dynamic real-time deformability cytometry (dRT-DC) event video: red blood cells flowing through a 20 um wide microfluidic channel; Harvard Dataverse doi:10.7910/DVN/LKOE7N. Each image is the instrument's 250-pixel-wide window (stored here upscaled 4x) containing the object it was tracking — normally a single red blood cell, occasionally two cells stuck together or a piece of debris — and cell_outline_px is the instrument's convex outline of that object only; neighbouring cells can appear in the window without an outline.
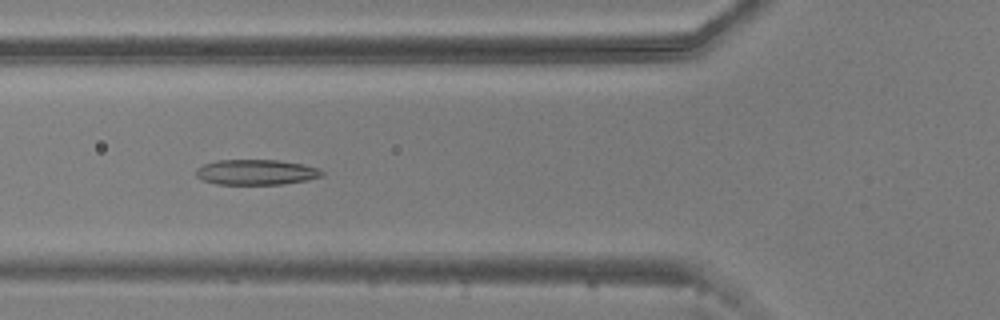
{"species": "common noctule bat (a hibernating species)", "species_latin": "Nyctalus noctula", "temperature_condition": "warm", "stored_images_in_passage": 54, "camera_frame_rate_fps": 3000, "um_per_image_px": 0.085, "animal": {"sex": "male", "body_mass_g": 20.5, "forearm_length_mm": 52.5}, "frame": {"image": 1, "passage_image": 19, "time_ms": 6.0, "image_size_px": [1000, 320], "cell_outline_px": [[324, 176], [308, 180], [280, 184], [216, 184], [200, 180], [196, 176], [196, 168], [204, 164], [216, 160], [276, 160], [304, 164], [320, 168], [324, 172]], "centroid_in_image_um": [21.78, 14.63], "position_along_channel_um": 104.0, "area_um2": 18.79}}
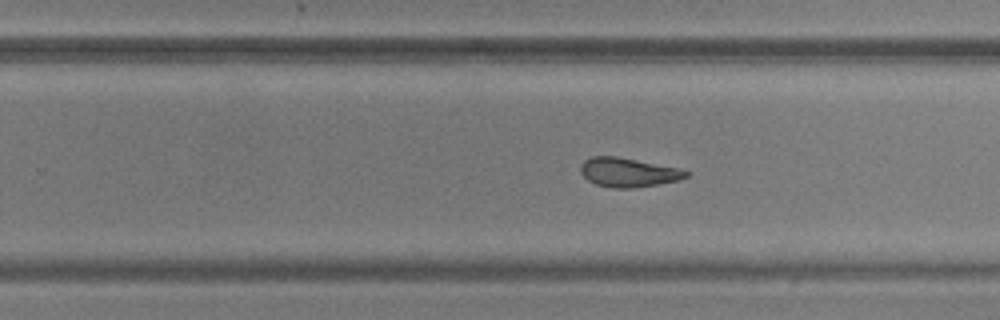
{"frame": {"image": 2, "passage_image": 33, "time_ms": 10.667, "image_size_px": [1000, 320], "cell_outline_px": [[692, 172], [688, 176], [680, 180], [660, 184], [632, 188], [612, 188], [596, 184], [588, 180], [580, 172], [580, 164], [584, 160], [592, 156], [616, 156], [680, 168]], "centroid_in_image_um": [53.42, 14.65], "position_along_channel_um": 276.4, "area_um2": 18.09}}
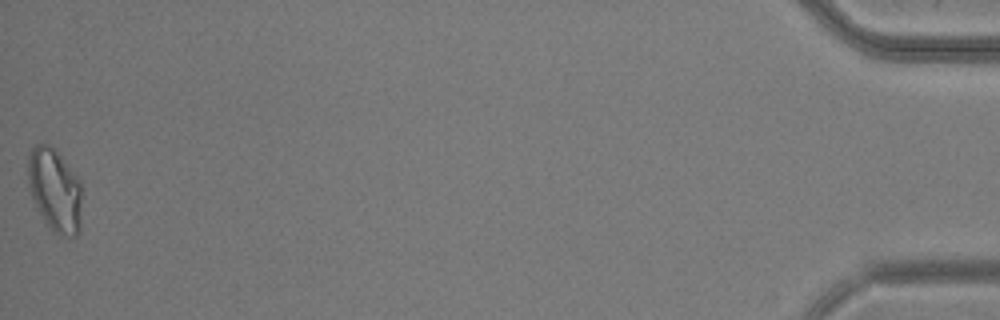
{"frame": {"image": 3, "passage_image": 54, "time_ms": 17.667, "image_size_px": [1000, 320], "cell_outline_px": [[80, 232], [76, 236], [64, 236], [52, 232], [40, 212], [32, 196], [28, 180], [28, 156], [32, 148], [36, 144], [48, 144], [56, 148], [80, 180]], "centroid_in_image_um": [4.67, 16.13], "position_along_channel_um": 430.5, "area_um2": 26.01}, "authors_computed_cell_mechanics": {"area_um2": 19.8832, "velocity_mm_per_s": 3.6838, "shape_relaxation_time_tau1_ms": 9.9786, "shape_relaxation_time_tau2_ms": 3.4115, "deformation_change_tau1": 0.2394, "deformation_change_tau2": 0.1095}}